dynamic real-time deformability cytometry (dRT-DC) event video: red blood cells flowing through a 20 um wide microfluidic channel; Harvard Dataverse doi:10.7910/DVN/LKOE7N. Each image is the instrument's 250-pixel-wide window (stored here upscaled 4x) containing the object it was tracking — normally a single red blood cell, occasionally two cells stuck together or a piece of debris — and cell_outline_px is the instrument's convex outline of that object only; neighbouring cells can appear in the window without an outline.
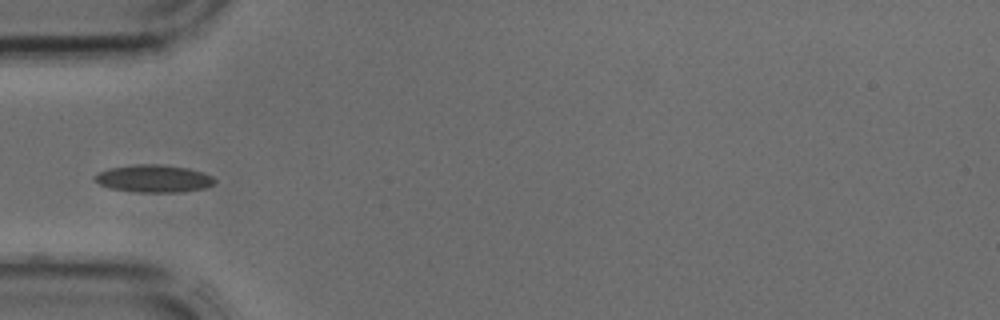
{"species": "common noctule bat (a hibernating species)", "species_latin": "Nyctalus noctula", "temperature_condition": "cold", "stored_images_in_passage": 7, "camera_frame_rate_fps": 3000, "um_per_image_px": 0.085, "animal": {"sex": "male", "body_mass_g": 17.9, "forearm_length_mm": 54.2}, "frame": {"image": 1, "passage_image": 1, "time_ms": 0.0, "image_size_px": [1000, 320], "cell_outline_px": [[216, 180], [212, 184], [204, 188], [180, 192], [136, 192], [112, 188], [100, 184], [92, 176], [108, 168], [136, 164], [160, 164], [188, 168], [212, 176]], "centroid_in_image_um": [13.05, 15.17], "position_along_channel_um": 71.9, "area_um2": 19.02}}